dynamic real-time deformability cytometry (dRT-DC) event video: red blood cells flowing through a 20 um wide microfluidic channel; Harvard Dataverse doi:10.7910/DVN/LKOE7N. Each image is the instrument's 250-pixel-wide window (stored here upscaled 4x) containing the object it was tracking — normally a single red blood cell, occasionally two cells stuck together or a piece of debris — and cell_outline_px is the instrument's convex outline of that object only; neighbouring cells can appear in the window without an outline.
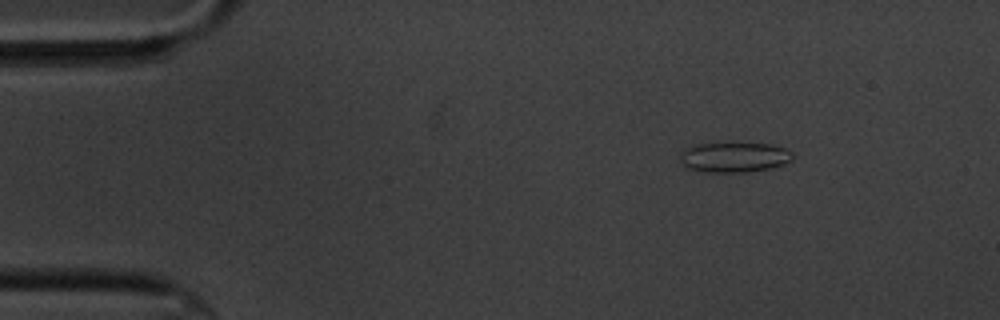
{"species": "common noctule bat (a hibernating species)", "species_latin": "Nyctalus noctula", "temperature_condition": "cold", "stored_images_in_passage": 3, "camera_frame_rate_fps": 3000, "um_per_image_px": 0.085, "animal": {"sex": "male", "body_mass_g": 20.1, "forearm_length_mm": 53.5}, "frame": {"image": 1, "passage_image": 1, "time_ms": 0.0, "image_size_px": [1000, 320], "cell_outline_px": [[796, 156], [792, 160], [784, 164], [772, 168], [752, 172], [704, 172], [684, 168], [680, 164], [680, 152], [696, 144], [724, 140], [732, 140], [772, 144], [784, 148], [792, 152]], "centroid_in_image_um": [62.4, 13.32], "position_along_channel_um": 22.6, "area_um2": 21.15}}